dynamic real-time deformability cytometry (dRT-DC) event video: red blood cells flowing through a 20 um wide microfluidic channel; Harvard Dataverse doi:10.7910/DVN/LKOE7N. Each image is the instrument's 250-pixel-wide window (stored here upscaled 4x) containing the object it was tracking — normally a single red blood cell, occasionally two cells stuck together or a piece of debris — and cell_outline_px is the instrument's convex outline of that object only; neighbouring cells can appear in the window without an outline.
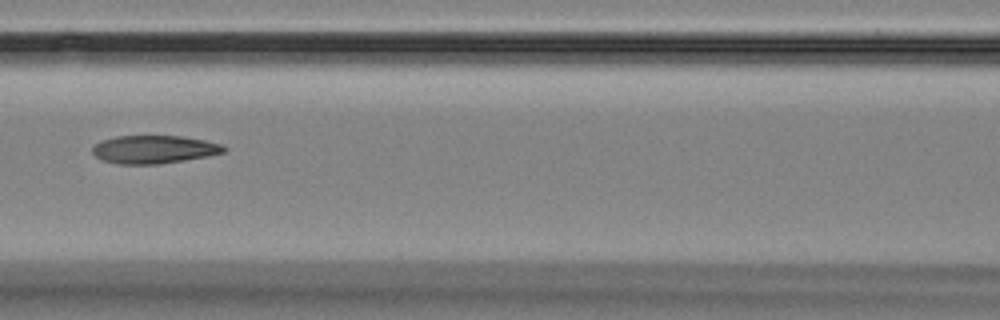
{"species": "Egyptian fruit bat (a non-hibernating species)", "species_latin": "Rousettus aegyptiacus", "temperature_condition": "room temperature", "stored_images_in_passage": 12, "camera_frame_rate_fps": 3000, "um_per_image_px": 0.085, "animal": {"sex": "female"}, "frame": {"image": 1, "passage_image": 3, "time_ms": 2.333, "image_size_px": [1000, 320], "cell_outline_px": [[228, 148], [224, 152], [208, 156], [160, 164], [116, 164], [100, 160], [92, 152], [92, 148], [100, 140], [116, 136], [184, 136], [224, 144]], "centroid_in_image_um": [13.1, 12.7], "position_along_channel_um": 153.5, "area_um2": 21.73}}
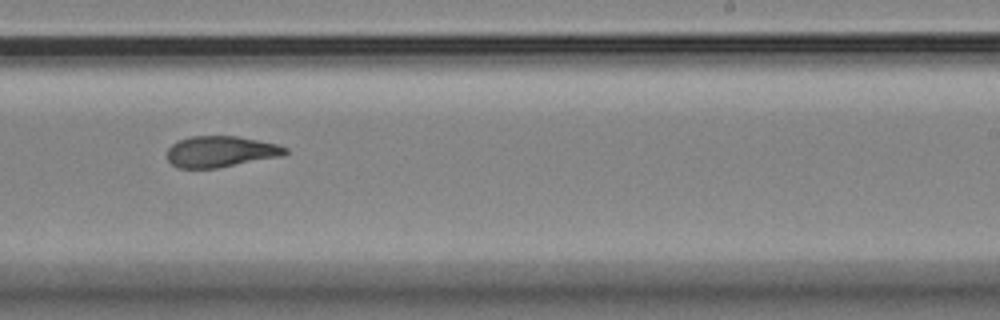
{"frame": {"image": 2, "passage_image": 6, "time_ms": 5.667, "image_size_px": [1000, 320], "cell_outline_px": [[288, 152], [284, 156], [216, 168], [176, 168], [168, 160], [168, 148], [176, 140], [192, 136], [240, 136], [276, 144], [288, 148]], "centroid_in_image_um": [18.76, 12.88], "position_along_channel_um": 270.2, "area_um2": 21.56}}
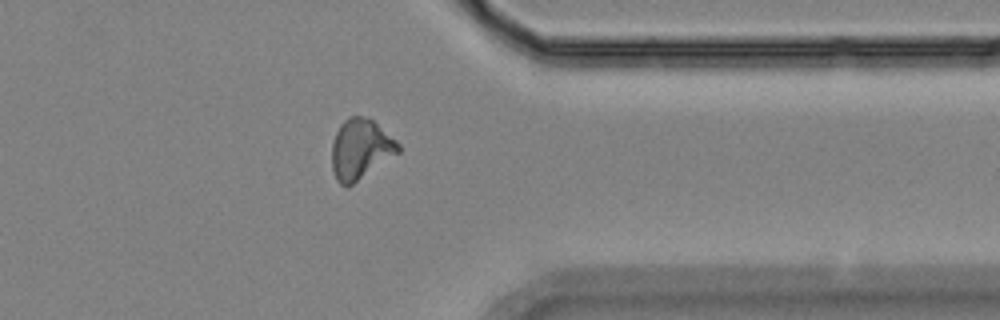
{"frame": {"image": 3, "passage_image": 9, "time_ms": 9.0, "image_size_px": [1000, 320], "cell_outline_px": [[400, 152], [348, 188], [340, 184], [336, 180], [332, 172], [332, 140], [340, 124], [348, 116], [368, 116], [396, 140], [400, 144]], "centroid_in_image_um": [30.63, 12.69], "position_along_channel_um": 380.8, "area_um2": 23.64}, "authors_computed_cell_mechanics": {"area_um2": 21.8195, "velocity_mm_per_s": 3.521, "shape_relaxation_time_tau1_ms": null, "shape_relaxation_time_tau2_ms": 3.3338, "deformation_change_tau1": null, "deformation_change_tau2": 0.0951}}